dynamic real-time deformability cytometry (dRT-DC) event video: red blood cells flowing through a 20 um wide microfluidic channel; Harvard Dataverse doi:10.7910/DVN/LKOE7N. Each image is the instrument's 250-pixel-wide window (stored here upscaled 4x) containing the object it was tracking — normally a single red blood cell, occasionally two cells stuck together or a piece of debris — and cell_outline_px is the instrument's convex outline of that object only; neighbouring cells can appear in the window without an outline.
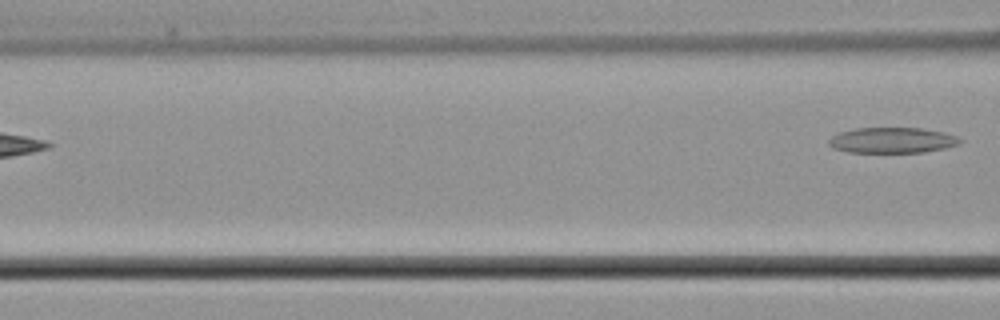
{"species": "common noctule bat (a hibernating species)", "species_latin": "Nyctalus noctula", "temperature_condition": "cold", "stored_images_in_passage": 6, "camera_frame_rate_fps": 3000, "um_per_image_px": 0.085, "animal": {"sex": "male", "body_mass_g": 21.5, "forearm_length_mm": 52.0}, "frame": {"image": 1, "passage_image": 6, "time_ms": 6.333, "image_size_px": [1000, 320], "cell_outline_px": [[964, 140], [956, 144], [944, 148], [924, 152], [848, 152], [832, 148], [828, 144], [828, 140], [832, 136], [840, 132], [856, 128], [924, 128], [944, 132], [956, 136]], "centroid_in_image_um": [75.82, 11.92], "position_along_channel_um": 90.8, "area_um2": 19.54}}